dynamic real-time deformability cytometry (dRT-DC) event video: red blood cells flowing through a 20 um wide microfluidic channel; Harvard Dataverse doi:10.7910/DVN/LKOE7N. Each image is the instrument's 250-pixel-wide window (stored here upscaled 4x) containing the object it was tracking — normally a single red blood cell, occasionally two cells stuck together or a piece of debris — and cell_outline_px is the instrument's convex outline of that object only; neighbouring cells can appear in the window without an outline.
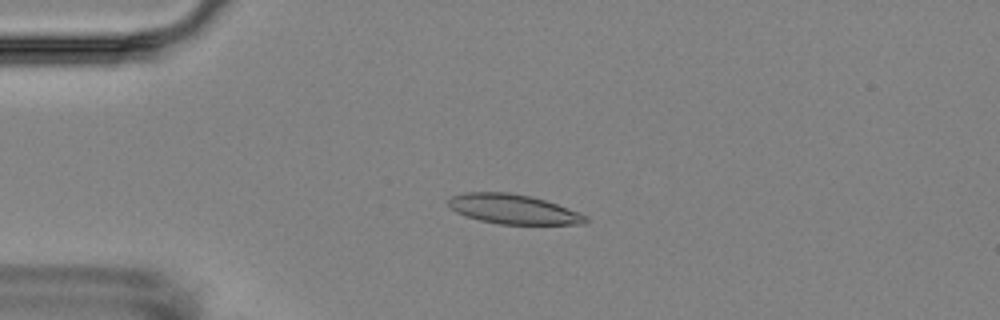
{"species": "Egyptian fruit bat (a non-hibernating species)", "species_latin": "Rousettus aegyptiacus", "temperature_condition": "room temperature", "stored_images_in_passage": 6, "camera_frame_rate_fps": 3000, "um_per_image_px": 0.085, "animal": {"sex": "female"}, "frame": {"image": 1, "passage_image": 4, "time_ms": 3.667, "image_size_px": [1000, 320], "cell_outline_px": [[588, 220], [584, 224], [500, 224], [480, 220], [456, 212], [448, 204], [448, 200], [452, 196], [464, 192], [508, 192], [532, 196], [580, 212], [588, 216]], "centroid_in_image_um": [43.65, 17.77], "position_along_channel_um": 41.3, "area_um2": 23.58}}